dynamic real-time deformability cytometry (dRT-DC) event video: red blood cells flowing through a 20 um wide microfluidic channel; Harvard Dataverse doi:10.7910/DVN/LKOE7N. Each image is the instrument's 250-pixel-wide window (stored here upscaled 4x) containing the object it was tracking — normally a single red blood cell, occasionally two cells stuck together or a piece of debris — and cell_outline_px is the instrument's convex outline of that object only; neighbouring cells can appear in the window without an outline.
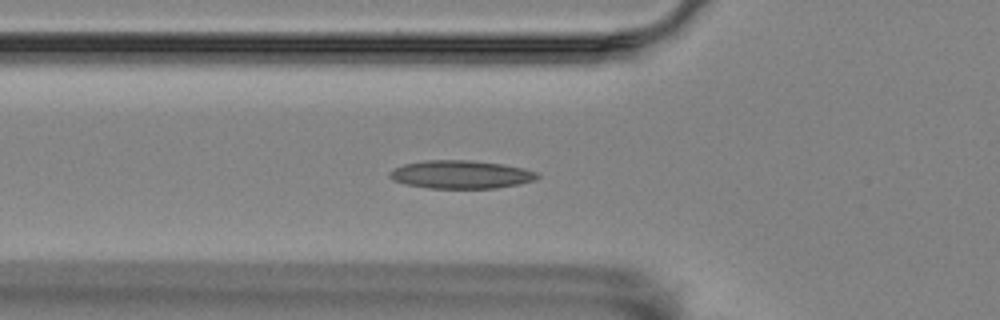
{"species": "Egyptian fruit bat (a non-hibernating species)", "species_latin": "Rousettus aegyptiacus", "temperature_condition": "room temperature", "stored_images_in_passage": 51, "camera_frame_rate_fps": 3000, "um_per_image_px": 0.085, "animal": {"sex": "female"}, "frame": {"image": 1, "passage_image": 19, "time_ms": 6.0, "image_size_px": [1000, 320], "cell_outline_px": [[540, 176], [536, 180], [496, 188], [428, 188], [404, 184], [392, 180], [388, 176], [388, 172], [404, 164], [424, 160], [472, 160], [504, 164], [524, 168], [536, 172]], "centroid_in_image_um": [39.16, 14.83], "position_along_channel_um": 86.6, "area_um2": 24.33}}
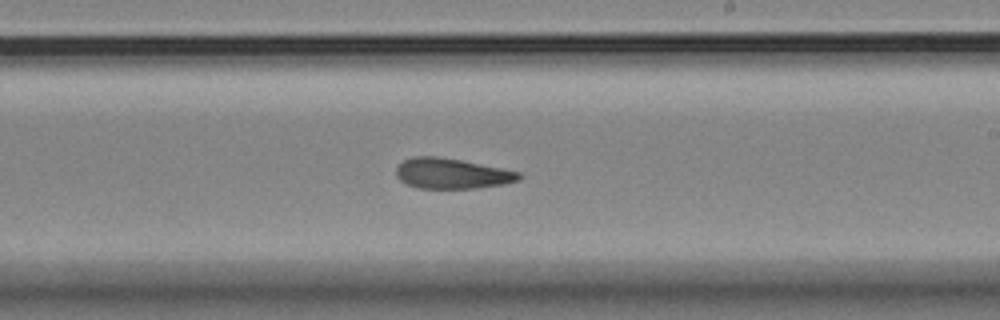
{"frame": {"image": 2, "passage_image": 33, "time_ms": 10.667, "image_size_px": [1000, 320], "cell_outline_px": [[524, 176], [520, 180], [504, 184], [476, 188], [420, 188], [408, 184], [400, 180], [396, 176], [396, 168], [404, 160], [412, 156], [436, 156], [460, 160], [520, 172]], "centroid_in_image_um": [38.42, 14.75], "position_along_channel_um": 250.6, "area_um2": 21.62}}
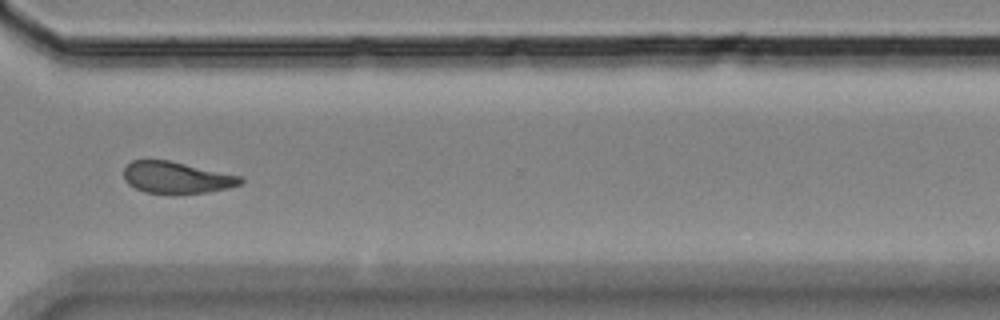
{"frame": {"image": 3, "passage_image": 42, "time_ms": 13.667, "image_size_px": [1000, 320], "cell_outline_px": [[244, 180], [240, 184], [228, 188], [208, 192], [176, 196], [172, 196], [144, 192], [128, 184], [124, 180], [124, 168], [132, 160], [168, 160], [240, 176]], "centroid_in_image_um": [14.97, 15.13], "position_along_channel_um": 355.6, "area_um2": 21.96}, "authors_computed_cell_mechanics": {"area_um2": 22.6576, "velocity_mm_per_s": 3.499, "shape_relaxation_time_tau1_ms": null, "shape_relaxation_time_tau2_ms": 2.7661, "deformation_change_tau1": null, "deformation_change_tau2": 0.1041}}